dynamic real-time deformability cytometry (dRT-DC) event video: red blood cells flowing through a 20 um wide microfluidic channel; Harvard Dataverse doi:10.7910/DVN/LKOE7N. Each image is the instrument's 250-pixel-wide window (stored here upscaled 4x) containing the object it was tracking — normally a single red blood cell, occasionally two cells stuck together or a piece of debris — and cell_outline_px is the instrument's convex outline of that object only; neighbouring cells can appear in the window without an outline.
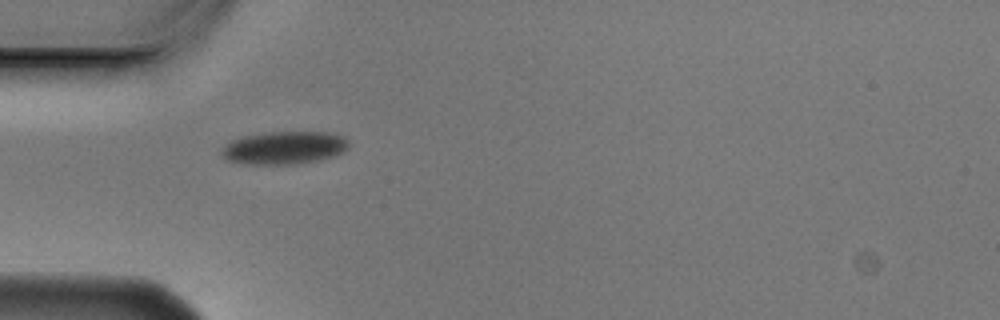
{"species": "Egyptian fruit bat (a non-hibernating species)", "species_latin": "Rousettus aegyptiacus", "temperature_condition": "cold", "stored_images_in_passage": 5, "camera_frame_rate_fps": 3000, "um_per_image_px": 0.085, "animal": {"sex": "male"}, "frame": {"image": 1, "passage_image": 4, "time_ms": 1.0, "image_size_px": [1000, 320], "cell_outline_px": [[348, 148], [344, 152], [336, 156], [320, 160], [292, 164], [248, 164], [228, 160], [220, 152], [220, 148], [224, 144], [232, 140], [244, 136], [268, 132], [328, 132], [344, 136], [348, 140]], "centroid_in_image_um": [24.18, 12.56], "position_along_channel_um": 60.8, "area_um2": 24.51}}
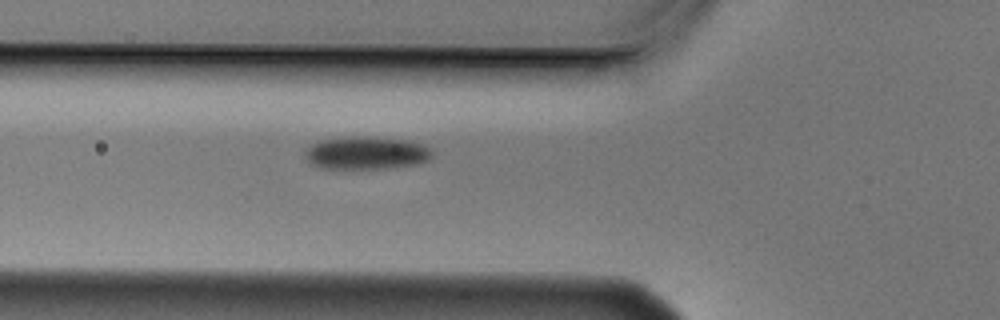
{"frame": {"image": 2, "passage_image": 5, "time_ms": 1.333, "image_size_px": [1000, 320], "cell_outline_px": [[432, 156], [428, 160], [416, 164], [392, 168], [320, 168], [312, 164], [304, 156], [304, 152], [316, 140], [340, 136], [368, 136], [412, 140], [428, 148], [432, 152]], "centroid_in_image_um": [31.1, 12.97], "position_along_channel_um": 94.7, "area_um2": 24.68}}